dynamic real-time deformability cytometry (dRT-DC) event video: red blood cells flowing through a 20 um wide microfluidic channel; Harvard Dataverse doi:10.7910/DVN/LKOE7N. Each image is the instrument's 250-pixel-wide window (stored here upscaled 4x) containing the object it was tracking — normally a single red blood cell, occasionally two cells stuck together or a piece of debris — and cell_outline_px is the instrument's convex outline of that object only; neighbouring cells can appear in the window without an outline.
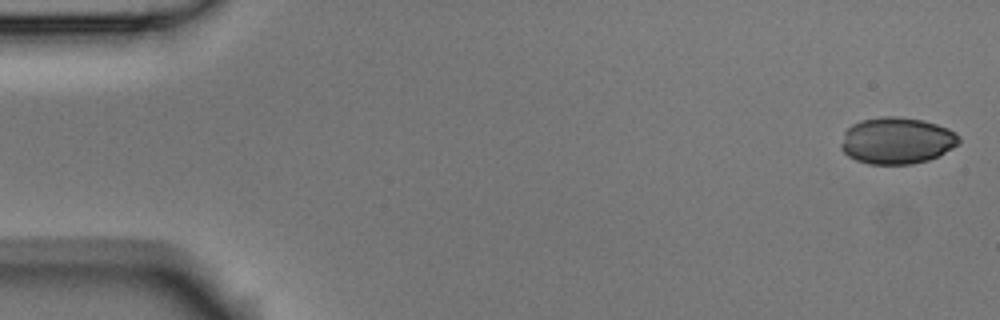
{"species": "Egyptian fruit bat (a non-hibernating species)", "species_latin": "Rousettus aegyptiacus", "temperature_condition": "room temperature", "stored_images_in_passage": 4, "camera_frame_rate_fps": 3000, "um_per_image_px": 0.085, "animal": {"sex": "male"}, "frame": {"image": 1, "passage_image": 1, "time_ms": 0.0, "image_size_px": [1000, 320], "cell_outline_px": [[960, 144], [940, 156], [928, 160], [912, 164], [868, 164], [856, 160], [848, 156], [840, 148], [840, 144], [844, 132], [852, 124], [860, 120], [880, 116], [896, 116], [924, 120], [948, 128], [956, 132], [960, 136]], "centroid_in_image_um": [76.25, 11.95], "position_along_channel_um": 8.8, "area_um2": 32.54}}